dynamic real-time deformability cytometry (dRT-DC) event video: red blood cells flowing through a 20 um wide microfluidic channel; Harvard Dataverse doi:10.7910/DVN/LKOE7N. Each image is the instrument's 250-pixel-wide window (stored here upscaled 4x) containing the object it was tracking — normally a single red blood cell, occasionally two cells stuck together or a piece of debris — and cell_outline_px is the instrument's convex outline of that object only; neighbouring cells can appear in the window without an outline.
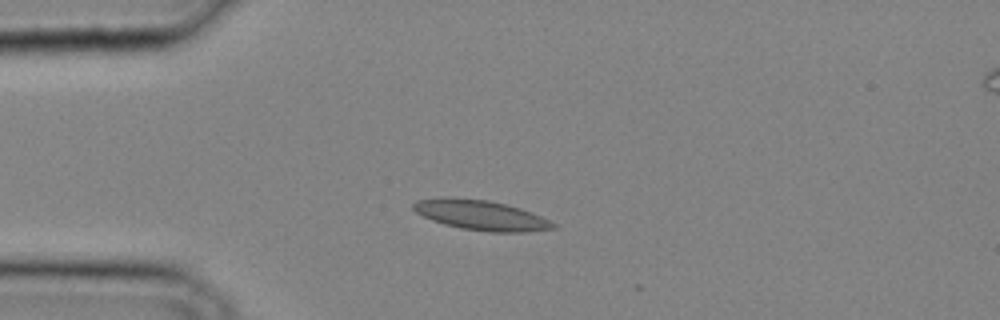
{"species": "common noctule bat (a hibernating species)", "species_latin": "Nyctalus noctula", "temperature_condition": "cold", "stored_images_in_passage": 27, "camera_frame_rate_fps": 3000, "um_per_image_px": 0.085, "animal": {"sex": "male", "body_mass_g": 20.4}, "frame": {"image": 1, "passage_image": 1, "time_ms": 0.0, "image_size_px": [1000, 320], "cell_outline_px": [[556, 228], [528, 232], [492, 232], [460, 228], [444, 224], [432, 220], [416, 212], [412, 208], [412, 204], [416, 200], [448, 196], [488, 200], [508, 204], [532, 212], [556, 224]], "centroid_in_image_um": [40.87, 18.27], "position_along_channel_um": 44.1, "area_um2": 24.57}}
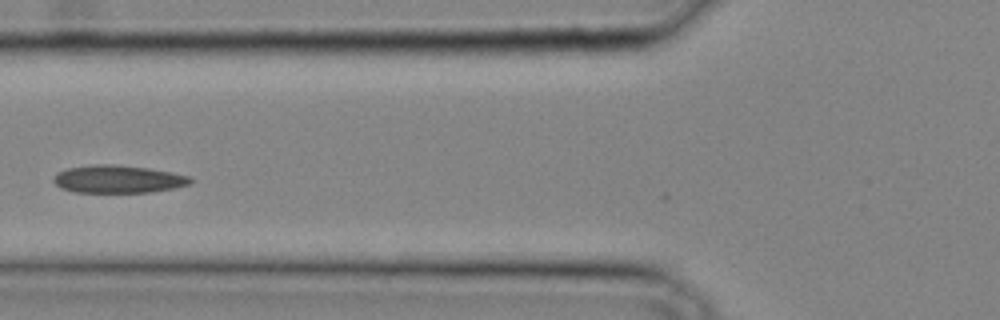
{"frame": {"image": 2, "passage_image": 6, "time_ms": 1.667, "image_size_px": [1000, 320], "cell_outline_px": [[192, 184], [152, 192], [76, 192], [60, 188], [52, 180], [56, 172], [68, 168], [96, 164], [116, 164], [148, 168], [172, 172], [188, 176], [192, 180]], "centroid_in_image_um": [10.02, 15.22], "position_along_channel_um": 115.8, "area_um2": 22.14}}
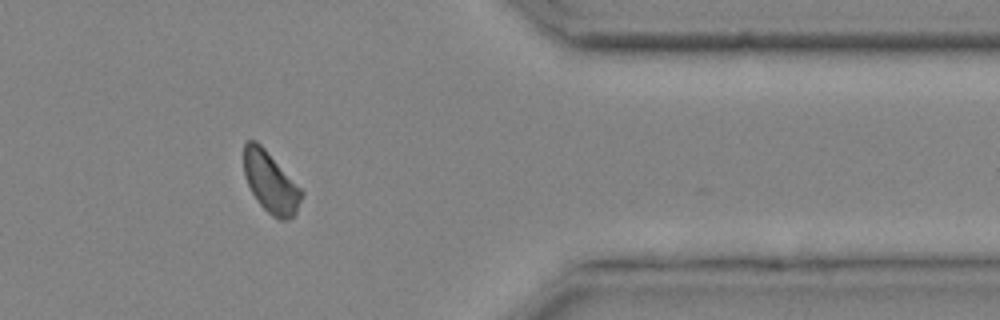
{"frame": {"image": 3, "passage_image": 22, "time_ms": 7.0, "image_size_px": [1000, 320], "cell_outline_px": [[304, 192], [296, 212], [288, 220], [276, 220], [260, 204], [252, 192], [244, 176], [244, 144], [248, 140], [256, 140], [264, 148]], "centroid_in_image_um": [22.99, 15.51], "position_along_channel_um": 388.4, "area_um2": 20.17}}